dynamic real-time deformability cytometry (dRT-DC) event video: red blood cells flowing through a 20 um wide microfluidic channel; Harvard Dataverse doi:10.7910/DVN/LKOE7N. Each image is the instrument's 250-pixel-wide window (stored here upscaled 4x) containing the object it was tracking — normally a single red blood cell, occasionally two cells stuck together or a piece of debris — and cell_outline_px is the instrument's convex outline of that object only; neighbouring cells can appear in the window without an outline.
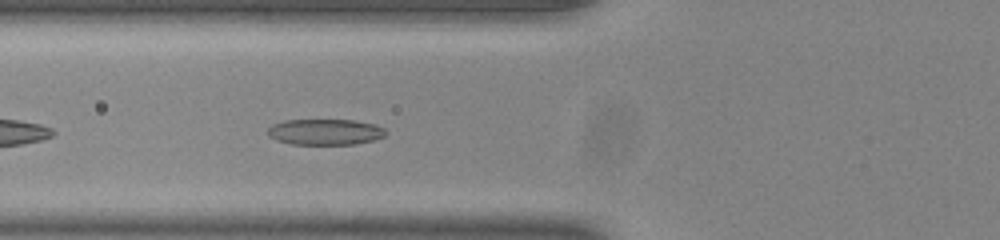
{"species": "common noctule bat (a hibernating species)", "species_latin": "Nyctalus noctula", "temperature_condition": "room temperature", "stored_images_in_passage": 38, "camera_frame_rate_fps": 3000, "um_per_image_px": 0.085, "animal": {"sex": "male", "body_mass_g": 20.0, "forearm_length_mm": 53.3}, "frame": {"image": 1, "passage_image": 5, "time_ms": 1.333, "image_size_px": [1000, 240], "cell_outline_px": [[388, 132], [384, 136], [372, 140], [356, 144], [292, 144], [276, 140], [268, 136], [268, 128], [272, 124], [284, 120], [352, 120], [376, 124], [384, 128]], "centroid_in_image_um": [27.63, 11.21], "position_along_channel_um": 98.2, "area_um2": 17.86}}
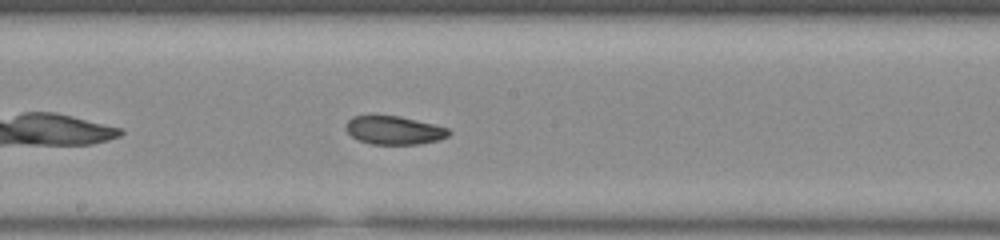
{"frame": {"image": 2, "passage_image": 14, "time_ms": 4.333, "image_size_px": [1000, 240], "cell_outline_px": [[452, 132], [448, 136], [436, 140], [420, 144], [372, 144], [360, 140], [352, 136], [348, 132], [348, 120], [352, 116], [400, 116], [448, 128]], "centroid_in_image_um": [33.53, 11.07], "position_along_channel_um": 214.7, "area_um2": 16.65}}
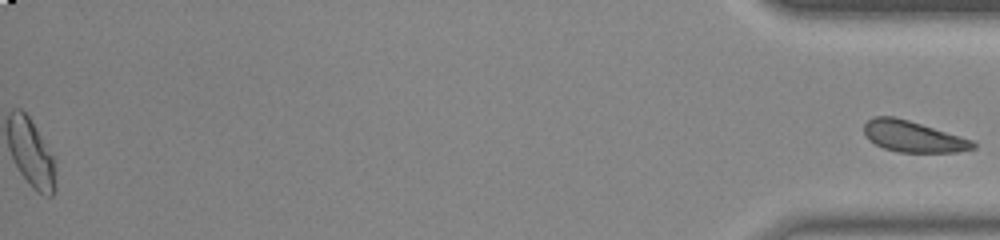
{"frame": {"image": 3, "passage_image": 38, "time_ms": 12.333, "image_size_px": [1000, 240], "cell_outline_px": [[976, 148], [956, 152], [896, 152], [884, 148], [868, 140], [864, 132], [864, 124], [868, 120], [876, 116], [892, 116], [908, 120], [960, 136], [972, 140], [976, 144]], "centroid_in_image_um": [77.59, 11.61], "position_along_channel_um": 357.6, "area_um2": 19.59}}